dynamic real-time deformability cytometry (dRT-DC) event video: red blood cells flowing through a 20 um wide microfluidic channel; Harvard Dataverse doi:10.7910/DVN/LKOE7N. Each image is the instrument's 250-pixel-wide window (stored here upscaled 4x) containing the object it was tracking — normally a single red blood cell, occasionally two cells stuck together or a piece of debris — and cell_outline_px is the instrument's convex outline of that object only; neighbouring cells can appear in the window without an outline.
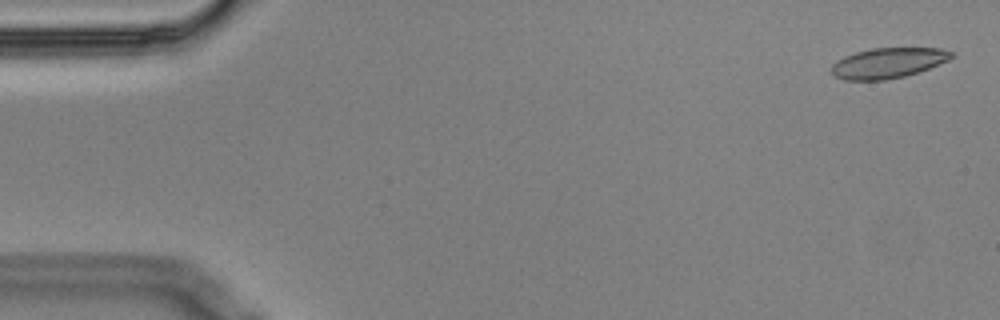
{"species": "Egyptian fruit bat (a non-hibernating species)", "species_latin": "Rousettus aegyptiacus", "temperature_condition": "cold", "stored_images_in_passage": 5, "camera_frame_rate_fps": 3000, "um_per_image_px": 0.085, "animal": {"sex": "male"}, "frame": {"image": 1, "passage_image": 1, "time_ms": 0.0, "image_size_px": [1000, 320], "cell_outline_px": [[956, 56], [948, 60], [928, 68], [904, 76], [884, 80], [844, 80], [836, 76], [832, 72], [832, 64], [836, 60], [844, 56], [856, 52], [872, 48], [940, 48], [956, 52]], "centroid_in_image_um": [75.5, 5.34], "position_along_channel_um": 9.5, "area_um2": 21.15}}
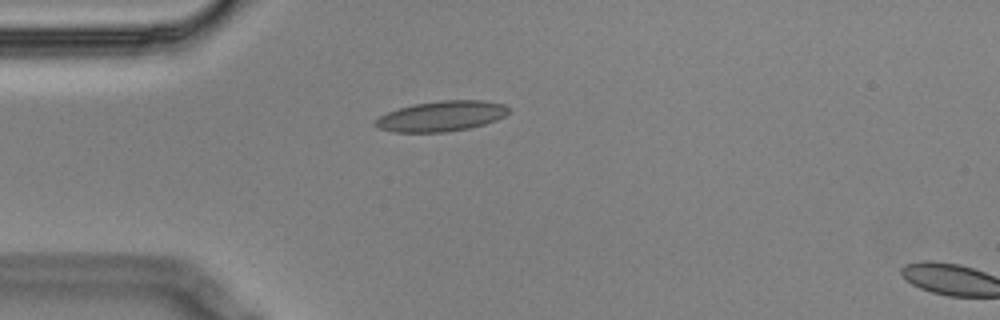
{"frame": {"image": 2, "passage_image": 4, "time_ms": 1.0, "image_size_px": [1000, 320], "cell_outline_px": [[508, 112], [504, 116], [496, 120], [484, 124], [468, 128], [444, 132], [396, 132], [380, 128], [376, 124], [376, 120], [380, 116], [388, 112], [400, 108], [416, 104], [440, 100], [484, 100], [504, 104], [508, 108]], "centroid_in_image_um": [37.56, 9.86], "position_along_channel_um": 47.4, "area_um2": 23.18}}